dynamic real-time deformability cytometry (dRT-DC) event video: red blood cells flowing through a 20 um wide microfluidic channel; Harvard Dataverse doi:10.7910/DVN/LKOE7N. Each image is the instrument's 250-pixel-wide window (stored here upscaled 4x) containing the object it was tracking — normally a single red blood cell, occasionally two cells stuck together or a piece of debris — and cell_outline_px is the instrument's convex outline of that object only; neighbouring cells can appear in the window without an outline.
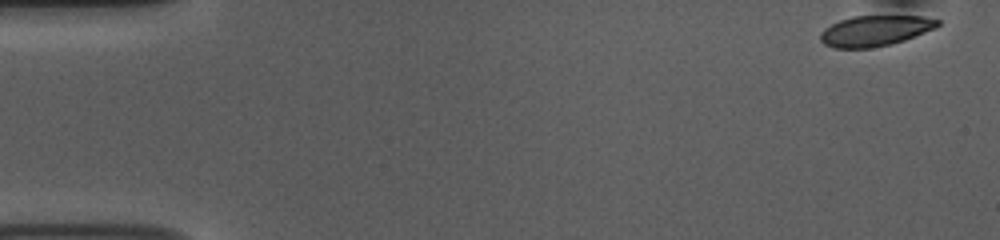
{"species": "common noctule bat (a hibernating species)", "species_latin": "Nyctalus noctula", "temperature_condition": "room temperature", "stored_images_in_passage": 52, "camera_frame_rate_fps": 3000, "um_per_image_px": 0.085, "animal": {"sex": "female", "body_mass_g": 10.0, "forearm_length_mm": 53.1}, "frame": {"image": 1, "passage_image": 1, "time_ms": 0.0, "image_size_px": [1000, 240], "cell_outline_px": [[940, 24], [936, 28], [904, 40], [892, 44], [872, 48], [832, 48], [824, 44], [820, 40], [820, 32], [824, 28], [840, 20], [852, 16], [924, 16], [940, 20]], "centroid_in_image_um": [74.37, 2.62], "position_along_channel_um": 10.6, "area_um2": 21.04}}
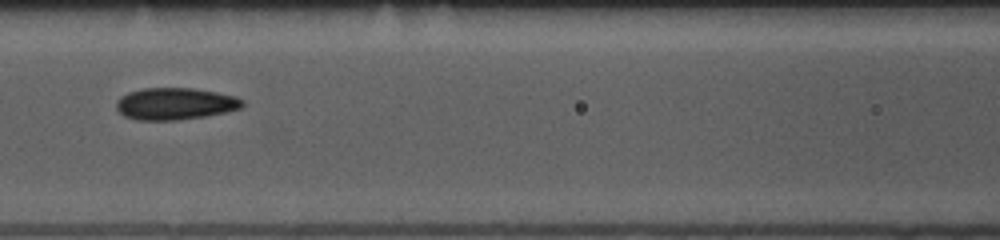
{"frame": {"image": 2, "passage_image": 22, "time_ms": 7.0, "image_size_px": [1000, 240], "cell_outline_px": [[244, 104], [240, 108], [224, 112], [204, 116], [176, 120], [136, 120], [124, 116], [116, 108], [116, 100], [120, 96], [128, 92], [140, 88], [192, 88], [216, 92], [236, 96], [244, 100]], "centroid_in_image_um": [14.85, 8.81], "position_along_channel_um": 151.8, "area_um2": 23.52}}
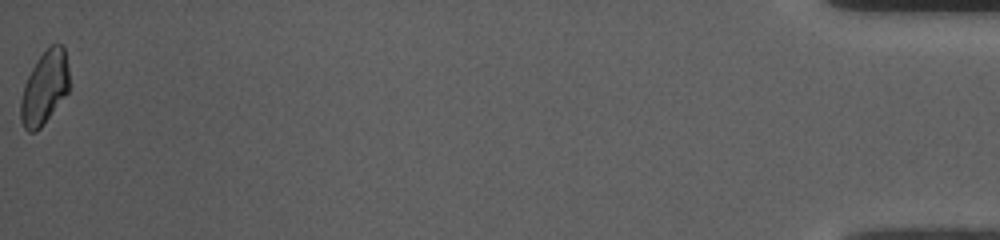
{"frame": {"image": 3, "passage_image": 52, "time_ms": 17.0, "image_size_px": [1000, 240], "cell_outline_px": [[68, 92], [40, 128], [36, 132], [28, 132], [24, 128], [20, 120], [20, 100], [24, 84], [32, 68], [40, 56], [52, 44], [60, 44], [64, 48], [68, 64]], "centroid_in_image_um": [3.76, 7.48], "position_along_channel_um": 431.4, "area_um2": 20.52}, "authors_computed_cell_mechanics": {"area_um2": 22.3686, "velocity_mm_per_s": 3.7748, "shape_relaxation_time_tau1_ms": 3.0873, "shape_relaxation_time_tau2_ms": 1.19, "deformation_change_tau1": 0.1079, "deformation_change_tau2": 0.0511}}